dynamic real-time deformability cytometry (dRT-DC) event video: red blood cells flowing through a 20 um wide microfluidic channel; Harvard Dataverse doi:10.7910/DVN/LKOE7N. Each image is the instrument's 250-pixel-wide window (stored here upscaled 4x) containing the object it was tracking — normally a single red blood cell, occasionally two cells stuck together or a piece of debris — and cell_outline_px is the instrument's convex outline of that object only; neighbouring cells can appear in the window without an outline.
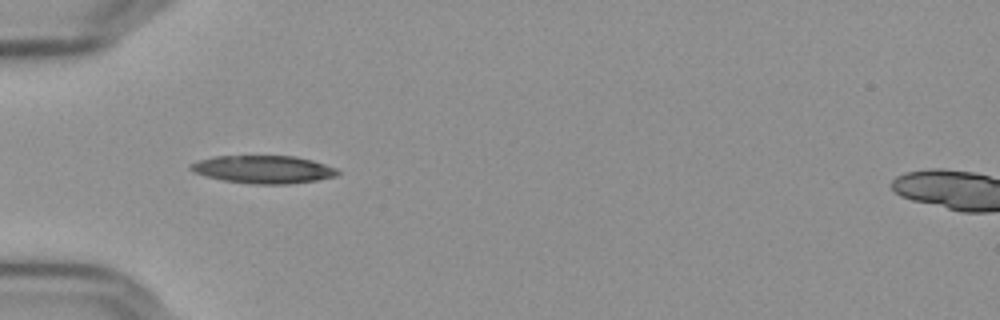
{"species": "Egyptian fruit bat (a non-hibernating species)", "species_latin": "Rousettus aegyptiacus", "temperature_condition": "cold", "stored_images_in_passage": 28, "camera_frame_rate_fps": 3000, "um_per_image_px": 0.085, "frame": {"image": 1, "passage_image": 5, "time_ms": 1.333, "image_size_px": [1000, 320], "cell_outline_px": [[340, 172], [336, 176], [316, 180], [288, 184], [252, 184], [224, 180], [204, 176], [192, 172], [188, 168], [188, 164], [212, 156], [296, 156], [312, 160], [336, 168]], "centroid_in_image_um": [22.34, 14.4], "position_along_channel_um": 62.7, "area_um2": 23.93}}
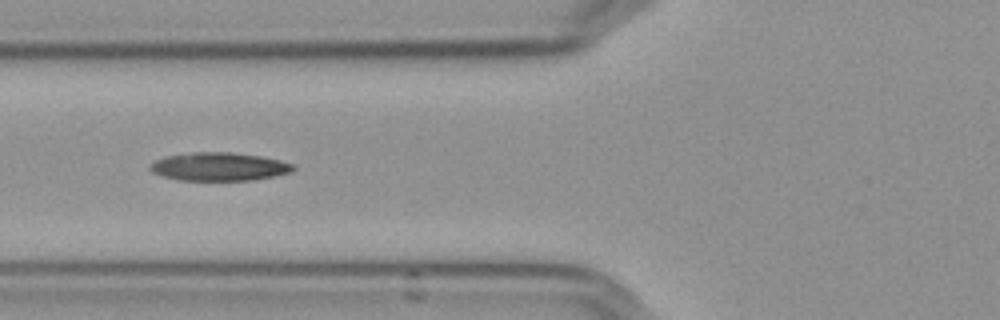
{"frame": {"image": 2, "passage_image": 9, "time_ms": 2.667, "image_size_px": [1000, 320], "cell_outline_px": [[296, 168], [292, 172], [252, 180], [180, 180], [164, 176], [152, 172], [148, 168], [156, 160], [164, 156], [192, 152], [232, 152], [260, 156], [280, 160], [296, 164]], "centroid_in_image_um": [18.65, 14.15], "position_along_channel_um": 107.1, "area_um2": 23.58}}